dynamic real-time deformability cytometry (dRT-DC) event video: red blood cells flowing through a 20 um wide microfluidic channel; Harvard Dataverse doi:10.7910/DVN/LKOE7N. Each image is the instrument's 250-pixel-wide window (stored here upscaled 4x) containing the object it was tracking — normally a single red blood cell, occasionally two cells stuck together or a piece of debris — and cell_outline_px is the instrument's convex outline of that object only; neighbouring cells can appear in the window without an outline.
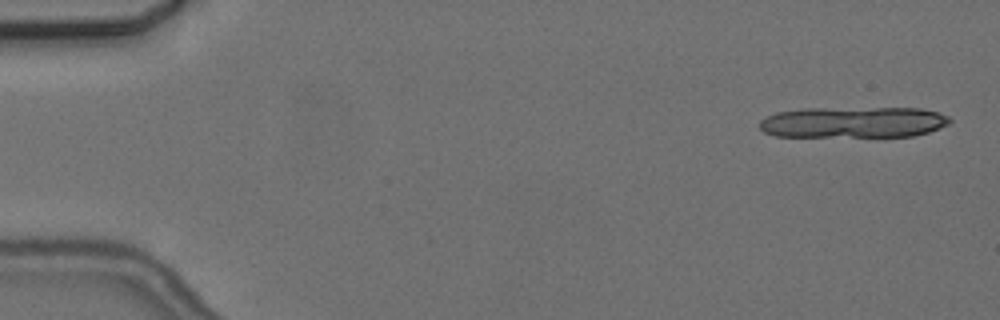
{"species": "common noctule bat (a hibernating species)", "species_latin": "Nyctalus noctula", "temperature_condition": "cold", "stored_images_in_passage": 6, "camera_frame_rate_fps": 3000, "um_per_image_px": 0.085, "animal": {"sex": "female", "body_mass_g": 24.6, "forearm_length_mm": 56.2}, "frame": {"image": 1, "passage_image": 1, "time_ms": 0.0, "image_size_px": [1000, 320], "cell_outline_px": [[952, 120], [948, 124], [940, 128], [928, 132], [912, 136], [776, 136], [764, 132], [760, 128], [760, 120], [776, 112], [800, 108], [920, 108], [940, 112], [948, 116]], "centroid_in_image_um": [72.55, 10.38], "position_along_channel_um": 12.5, "area_um2": 34.56}}
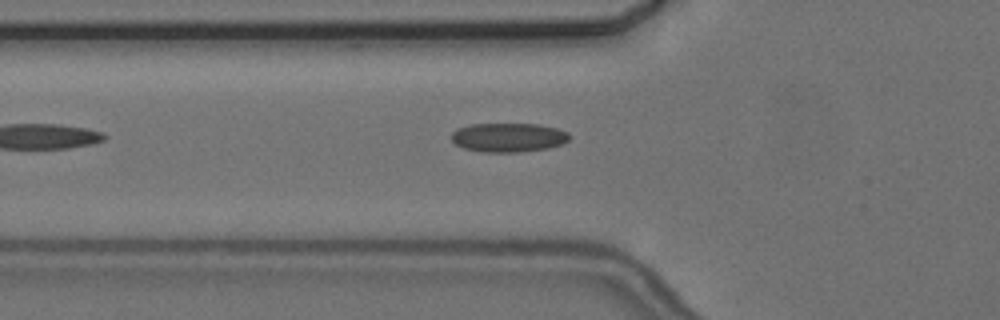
{"frame": {"image": 2, "passage_image": 6, "time_ms": 6.0, "image_size_px": [1000, 320], "cell_outline_px": [[572, 136], [564, 144], [548, 148], [520, 152], [480, 152], [464, 148], [456, 144], [452, 140], [452, 132], [456, 128], [472, 124], [540, 124], [556, 128], [568, 132]], "centroid_in_image_um": [43.24, 11.68], "position_along_channel_um": 82.6, "area_um2": 20.17}}